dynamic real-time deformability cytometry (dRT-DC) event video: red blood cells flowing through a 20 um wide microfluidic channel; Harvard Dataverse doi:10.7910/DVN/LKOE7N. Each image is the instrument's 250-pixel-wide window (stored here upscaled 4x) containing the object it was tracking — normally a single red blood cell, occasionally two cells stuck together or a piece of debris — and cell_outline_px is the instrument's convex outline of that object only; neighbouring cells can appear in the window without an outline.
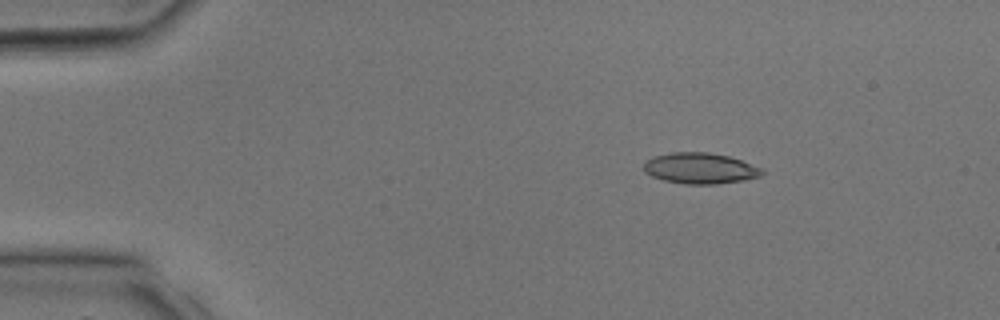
{"species": "common noctule bat (a hibernating species)", "species_latin": "Nyctalus noctula", "temperature_condition": "room temperature", "stored_images_in_passage": 34, "camera_frame_rate_fps": 3000, "um_per_image_px": 0.085, "animal": {"sex": "male", "body_mass_g": 17.9, "forearm_length_mm": 54.2}, "frame": {"image": 1, "passage_image": 6, "time_ms": 1.667, "image_size_px": [1000, 320], "cell_outline_px": [[764, 172], [760, 176], [740, 180], [716, 184], [684, 184], [664, 180], [652, 176], [644, 172], [644, 164], [648, 160], [656, 156], [672, 152], [708, 152], [728, 156], [764, 168]], "centroid_in_image_um": [59.52, 14.3], "position_along_channel_um": 25.5, "area_um2": 21.1}}
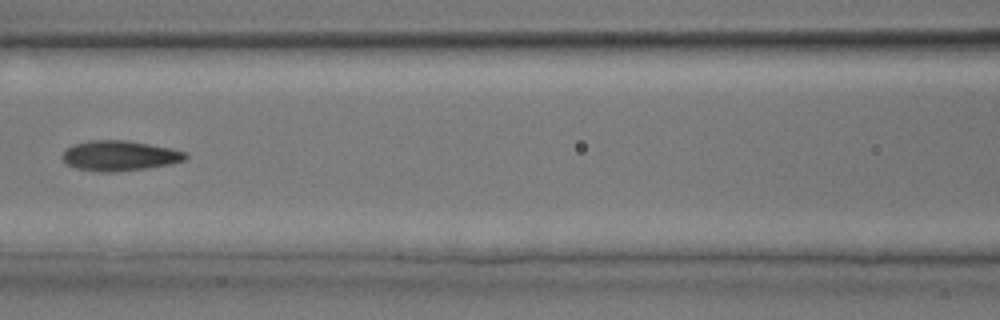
{"frame": {"image": 2, "passage_image": 16, "time_ms": 5.0, "image_size_px": [1000, 320], "cell_outline_px": [[188, 156], [184, 160], [168, 164], [148, 168], [108, 172], [100, 172], [76, 168], [68, 164], [60, 156], [64, 148], [72, 144], [88, 140], [128, 140], [172, 148], [184, 152]], "centroid_in_image_um": [10.11, 13.22], "position_along_channel_um": 156.5, "area_um2": 21.73}}
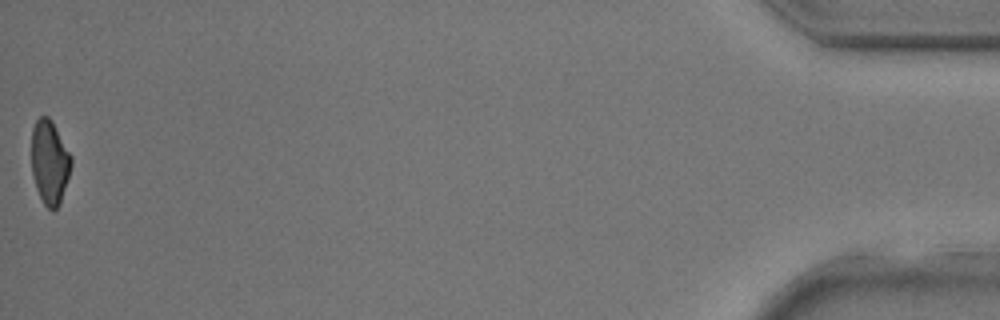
{"frame": {"image": 3, "passage_image": 34, "time_ms": 11.0, "image_size_px": [1000, 320], "cell_outline_px": [[72, 164], [60, 204], [52, 212], [44, 204], [36, 188], [32, 172], [32, 128], [36, 120], [40, 116], [48, 116], [52, 120], [72, 156]], "centroid_in_image_um": [4.23, 13.77], "position_along_channel_um": 431.0, "area_um2": 19.48}}